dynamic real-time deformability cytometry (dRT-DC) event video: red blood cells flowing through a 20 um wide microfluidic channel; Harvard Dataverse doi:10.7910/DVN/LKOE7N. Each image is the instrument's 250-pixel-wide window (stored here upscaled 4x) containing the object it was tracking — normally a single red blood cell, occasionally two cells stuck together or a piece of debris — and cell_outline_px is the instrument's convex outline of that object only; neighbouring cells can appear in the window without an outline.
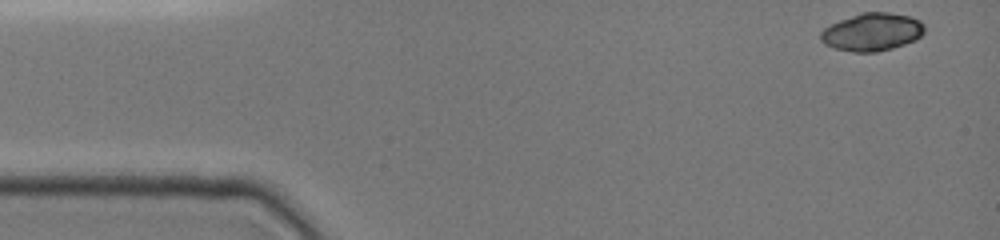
{"species": "common noctule bat (a hibernating species)", "species_latin": "Nyctalus noctula", "temperature_condition": "cold", "stored_images_in_passage": 39, "camera_frame_rate_fps": 3000, "um_per_image_px": 0.085, "animal": {"sex": "female", "body_mass_g": 19.0, "forearm_length_mm": 51.5}, "frame": {"image": 1, "passage_image": 1, "time_ms": 0.0, "image_size_px": [1000, 240], "cell_outline_px": [[924, 32], [916, 40], [892, 48], [876, 52], [852, 52], [836, 48], [824, 44], [820, 40], [820, 32], [824, 28], [840, 20], [860, 12], [888, 12], [908, 16], [920, 20], [924, 24]], "centroid_in_image_um": [74.12, 2.72], "position_along_channel_um": 10.9, "area_um2": 22.89}}
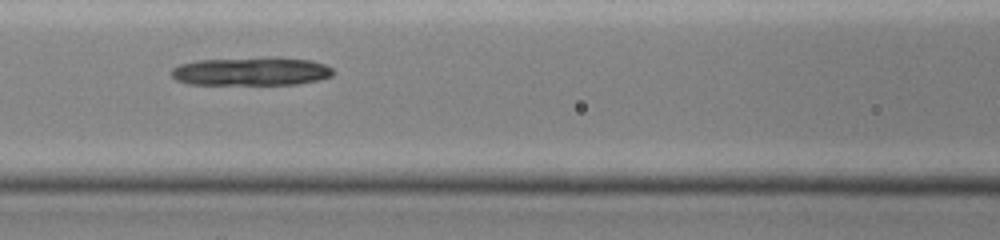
{"frame": {"image": 2, "passage_image": 16, "time_ms": 6.0, "image_size_px": [1000, 240], "cell_outline_px": [[336, 72], [332, 76], [320, 80], [296, 84], [188, 84], [176, 80], [172, 76], [172, 68], [180, 64], [196, 60], [276, 56], [308, 60], [324, 64], [332, 68]], "centroid_in_image_um": [21.38, 6.05], "position_along_channel_um": 145.2, "area_um2": 27.11}}
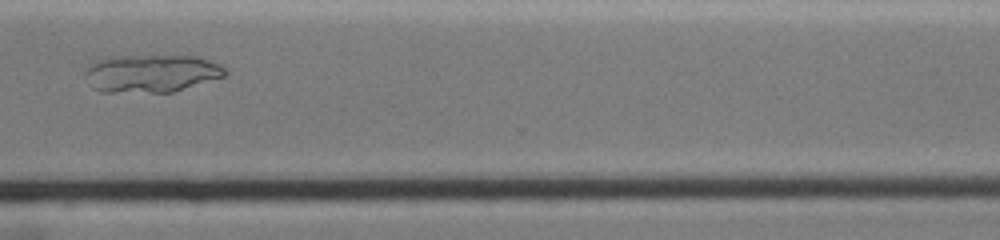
{"frame": {"image": 3, "passage_image": 33, "time_ms": 11.333, "image_size_px": [1000, 240], "cell_outline_px": [[228, 72], [224, 76], [172, 92], [100, 92], [92, 88], [84, 76], [84, 64], [108, 56], [200, 56], [220, 64]], "centroid_in_image_um": [12.78, 6.22], "position_along_channel_um": 357.8, "area_um2": 31.27}}